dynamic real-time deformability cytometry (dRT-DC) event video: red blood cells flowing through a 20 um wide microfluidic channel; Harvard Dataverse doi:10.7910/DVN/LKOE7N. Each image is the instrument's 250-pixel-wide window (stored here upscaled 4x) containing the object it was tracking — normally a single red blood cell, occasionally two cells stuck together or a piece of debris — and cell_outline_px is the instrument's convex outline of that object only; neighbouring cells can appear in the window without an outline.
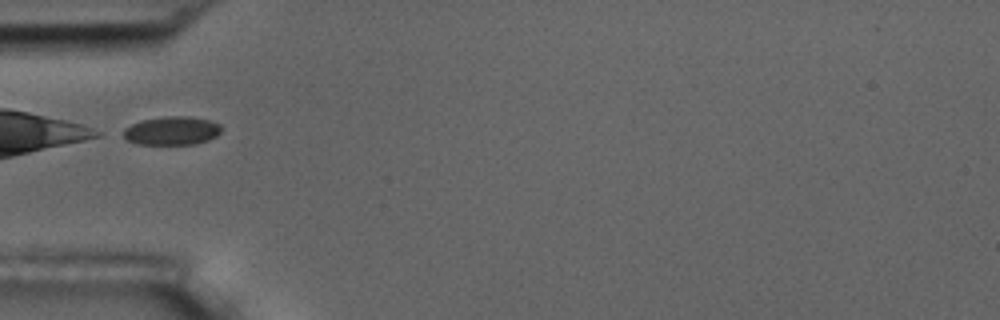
{"species": "common noctule bat (a hibernating species)", "species_latin": "Nyctalus noctula", "temperature_condition": "room temperature", "stored_images_in_passage": 7, "camera_frame_rate_fps": 3000, "um_per_image_px": 0.085, "animal": {"sex": "male", "body_mass_g": 17.5, "forearm_length_mm": 52.3}, "frame": {"image": 1, "passage_image": 5, "time_ms": 5.333, "image_size_px": [1000, 320], "cell_outline_px": [[220, 132], [216, 136], [208, 140], [196, 144], [136, 144], [120, 136], [116, 132], [140, 120], [164, 116], [192, 116], [208, 120], [220, 124]], "centroid_in_image_um": [14.52, 11.11], "position_along_channel_um": 70.5, "area_um2": 16.65}}